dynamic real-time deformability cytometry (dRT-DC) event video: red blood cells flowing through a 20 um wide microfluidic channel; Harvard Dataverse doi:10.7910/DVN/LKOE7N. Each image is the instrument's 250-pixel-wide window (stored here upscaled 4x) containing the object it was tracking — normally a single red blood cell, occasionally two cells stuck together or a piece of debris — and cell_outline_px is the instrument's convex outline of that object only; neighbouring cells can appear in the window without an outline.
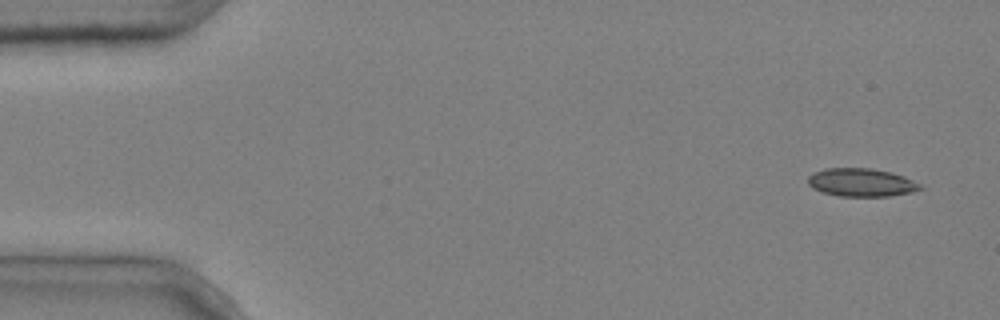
{"species": "common noctule bat (a hibernating species)", "species_latin": "Nyctalus noctula", "temperature_condition": "cold", "stored_images_in_passage": 7, "camera_frame_rate_fps": 3000, "um_per_image_px": 0.085, "animal": {"sex": "male", "body_mass_g": 20.4}, "frame": {"image": 1, "passage_image": 1, "time_ms": 0.0, "image_size_px": [1000, 320], "cell_outline_px": [[924, 188], [912, 192], [888, 196], [840, 196], [824, 192], [812, 188], [808, 184], [808, 176], [812, 172], [824, 168], [872, 168], [892, 172], [904, 176], [920, 184]], "centroid_in_image_um": [73.2, 15.5], "position_along_channel_um": 11.8, "area_um2": 18.5}}
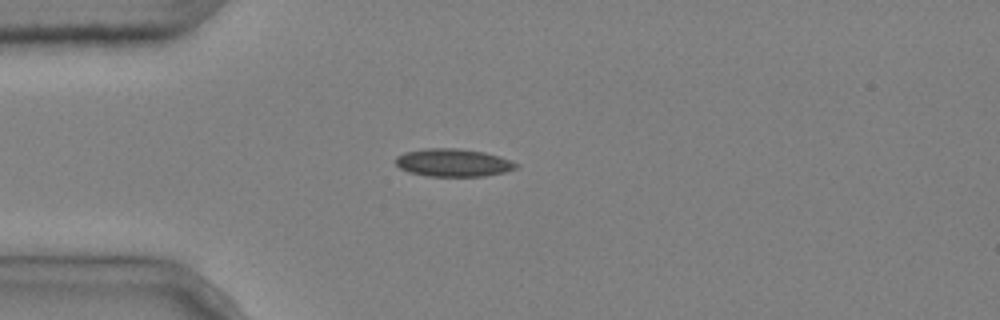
{"frame": {"image": 2, "passage_image": 4, "time_ms": 1.0, "image_size_px": [1000, 320], "cell_outline_px": [[520, 164], [516, 168], [504, 172], [484, 176], [428, 176], [408, 172], [400, 168], [396, 164], [396, 156], [404, 152], [424, 148], [460, 148], [484, 152], [500, 156]], "centroid_in_image_um": [38.51, 13.82], "position_along_channel_um": 46.5, "area_um2": 19.65}}